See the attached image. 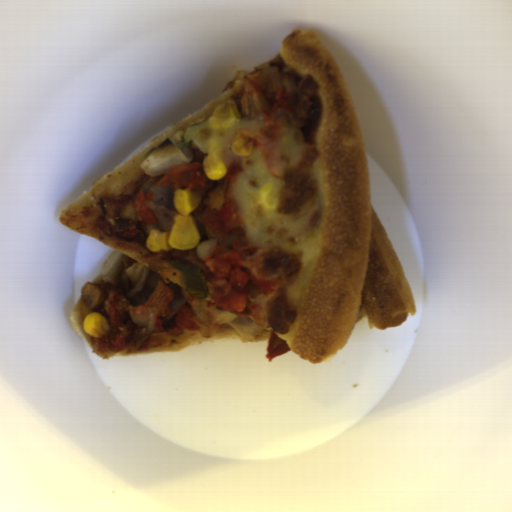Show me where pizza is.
I'll list each match as a JSON object with an SVG mask.
<instances>
[{"mask_svg":"<svg viewBox=\"0 0 512 512\" xmlns=\"http://www.w3.org/2000/svg\"><path fill=\"white\" fill-rule=\"evenodd\" d=\"M278 65L296 81L307 74L320 84L321 109L313 129L303 130L287 118L266 122L241 114L244 75L264 63ZM259 66L238 71L221 94L182 118L108 173L94 181L57 217L68 230L99 240L111 248L91 283H111L129 304L140 306L159 282L173 292L163 322L174 327L175 316L188 307L182 270L171 262L199 267L205 280L213 273L204 259L216 247L247 257L263 250L267 269L282 270L286 286L266 303V325L301 359L318 365L339 353L359 320L371 328L401 327L417 311L408 275L372 204L367 154L349 86L318 33L292 29L276 55ZM232 101L240 121L226 131L203 129L189 145L193 161L218 155L227 167L221 180L206 178L195 192L192 212L200 241L191 250H160L120 241L94 228L106 197H131L121 214L145 231L158 228L138 220L134 202L151 176L140 165L157 148L179 145L188 126L203 123L219 104ZM252 141L253 153L237 157V134ZM273 183L277 207L264 210L260 188ZM234 200L246 234L224 235L198 221L204 209H219Z\"/></svg>","mask_w":512,"mask_h":512,"instance_id":"dd6c1bee","label":"pizza"},{"mask_svg":"<svg viewBox=\"0 0 512 512\" xmlns=\"http://www.w3.org/2000/svg\"><path fill=\"white\" fill-rule=\"evenodd\" d=\"M95 313L92 308L82 299L77 302L75 307L71 311L70 321L79 335V337L84 341V343L99 357L102 359L120 357V356H128V355H136V354H177L186 348H190L193 346H197L200 344L217 341L221 339H242L235 329H225L220 333H217L213 337H204L200 330H189L186 329L184 332L178 336H174L175 339L162 347H158L155 349L144 350L139 352L126 353L124 351L118 352H109V351H100L98 344H91L90 336L87 335L83 329L84 320L87 315Z\"/></svg>","mask_w":512,"mask_h":512,"instance_id":"d2c48207","label":"pizza"}]
</instances>
